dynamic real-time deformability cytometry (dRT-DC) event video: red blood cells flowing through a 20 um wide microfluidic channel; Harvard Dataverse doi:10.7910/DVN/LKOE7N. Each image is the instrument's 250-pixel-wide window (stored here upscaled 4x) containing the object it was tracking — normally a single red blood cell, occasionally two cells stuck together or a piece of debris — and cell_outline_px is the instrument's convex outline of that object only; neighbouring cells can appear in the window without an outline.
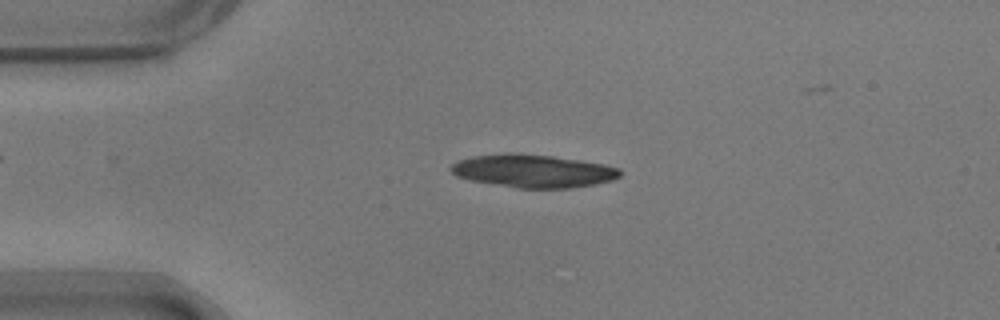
{"species": "common noctule bat (a hibernating species)", "species_latin": "Nyctalus noctula", "temperature_condition": "warm", "stored_images_in_passage": 19, "camera_frame_rate_fps": 3000, "um_per_image_px": 0.085, "animal": {"sex": "male", "body_mass_g": 17.9}, "frame": {"image": 1, "passage_image": 11, "time_ms": 3.333, "image_size_px": [1000, 320], "cell_outline_px": [[624, 172], [620, 176], [612, 180], [592, 184], [568, 188], [516, 188], [472, 180], [456, 176], [448, 168], [452, 164], [460, 160], [472, 156], [552, 156], [580, 160], [604, 164], [620, 168]], "centroid_in_image_um": [45.39, 14.57], "position_along_channel_um": 39.6, "area_um2": 31.33}}